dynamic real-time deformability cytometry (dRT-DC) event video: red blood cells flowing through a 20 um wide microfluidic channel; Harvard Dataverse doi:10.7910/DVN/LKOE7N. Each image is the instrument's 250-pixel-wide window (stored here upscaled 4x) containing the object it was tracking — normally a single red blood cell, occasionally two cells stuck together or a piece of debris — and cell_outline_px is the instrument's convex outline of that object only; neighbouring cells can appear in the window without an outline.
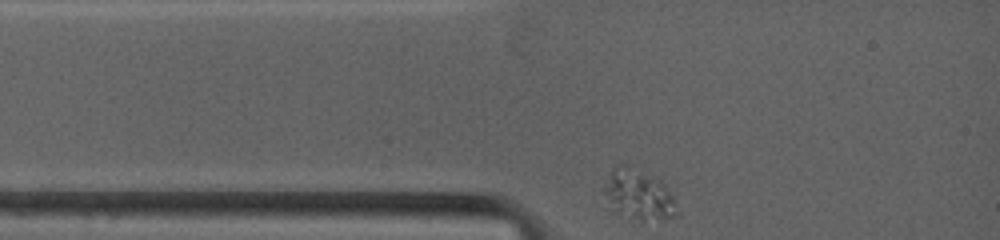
{"species": "common noctule bat (a hibernating species)", "species_latin": "Nyctalus noctula", "temperature_condition": "warm", "stored_images_in_passage": 25, "camera_frame_rate_fps": 4500, "um_per_image_px": 0.085, "animal": {"sex": "female", "body_mass_g": 19.0, "forearm_length_mm": 53.3}, "frame": {"image": 1, "passage_image": 1, "time_ms": 0.0, "image_size_px": [1000, 240], "cell_outline_px": [[680, 216], [644, 220], [640, 220], [612, 212], [604, 192], [604, 188], [608, 176], [612, 168], [616, 164], [628, 164], [660, 180], [664, 184], [672, 196], [680, 212]], "centroid_in_image_um": [54.27, 16.54], "position_along_channel_um": 30.7, "area_um2": 21.39}}
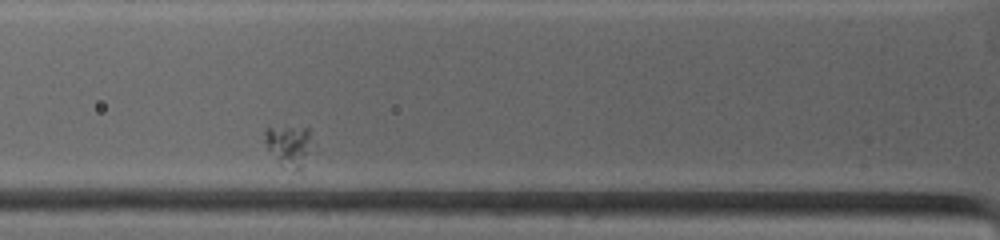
{"frame": {"image": 2, "passage_image": 12, "time_ms": 2.444, "image_size_px": [1000, 240], "cell_outline_px": [[308, 140], [300, 172], [284, 168], [276, 160], [268, 148], [264, 140], [264, 128], [308, 128]], "centroid_in_image_um": [24.44, 12.4], "position_along_channel_um": 101.4, "area_um2": 10.52}}
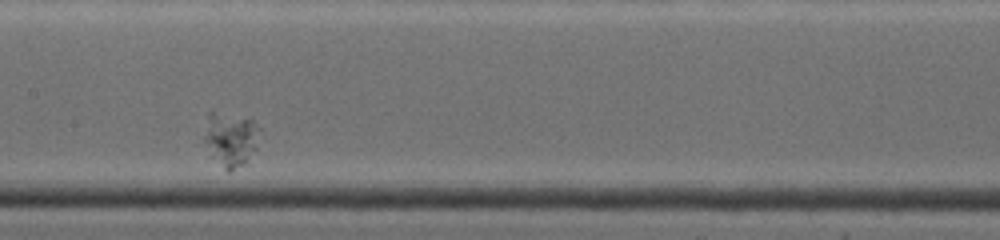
{"frame": {"image": 3, "passage_image": 24, "time_ms": 5.111, "image_size_px": [1000, 240], "cell_outline_px": [[260, 128], [256, 148], [244, 164], [228, 172], [224, 168], [204, 140], [204, 136], [208, 112], [212, 108], [252, 120]], "centroid_in_image_um": [19.61, 11.73], "position_along_channel_um": 187.8, "area_um2": 17.22}}